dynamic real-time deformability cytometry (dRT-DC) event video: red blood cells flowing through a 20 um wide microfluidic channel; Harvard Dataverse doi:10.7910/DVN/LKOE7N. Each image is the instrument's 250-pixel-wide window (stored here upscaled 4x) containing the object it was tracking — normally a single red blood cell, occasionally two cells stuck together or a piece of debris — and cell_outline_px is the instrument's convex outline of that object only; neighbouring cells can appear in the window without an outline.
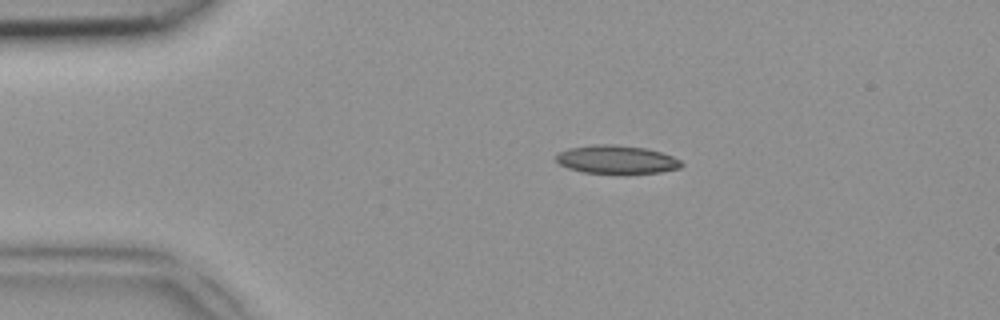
{"species": "common noctule bat (a hibernating species)", "species_latin": "Nyctalus noctula", "temperature_condition": "room temperature", "stored_images_in_passage": 47, "camera_frame_rate_fps": 3000, "um_per_image_px": 0.085, "animal": {"sex": "female", "body_mass_g": 18.4}, "frame": {"image": 1, "passage_image": 9, "time_ms": 2.667, "image_size_px": [1000, 320], "cell_outline_px": [[684, 164], [680, 168], [660, 172], [624, 176], [584, 172], [568, 168], [560, 164], [556, 160], [556, 156], [560, 152], [568, 148], [596, 144], [612, 144], [644, 148], [660, 152], [672, 156], [680, 160]], "centroid_in_image_um": [52.43, 13.6], "position_along_channel_um": 32.6, "area_um2": 21.27}}
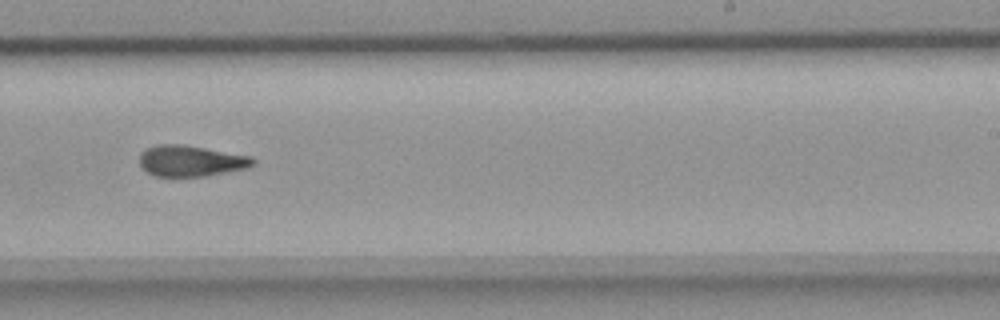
{"frame": {"image": 2, "passage_image": 29, "time_ms": 9.333, "image_size_px": [1000, 320], "cell_outline_px": [[256, 160], [252, 164], [244, 168], [208, 176], [152, 176], [140, 168], [140, 152], [148, 148], [160, 144], [180, 144], [252, 156]], "centroid_in_image_um": [16.17, 13.68], "position_along_channel_um": 272.8, "area_um2": 20.4}}
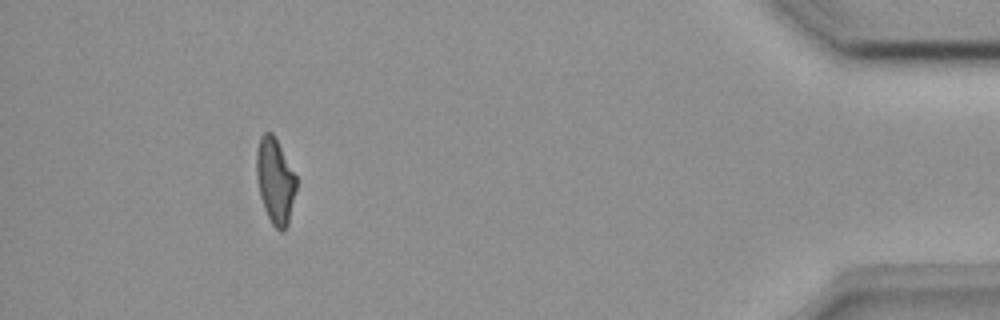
{"frame": {"image": 3, "passage_image": 43, "time_ms": 14.0, "image_size_px": [1000, 320], "cell_outline_px": [[296, 188], [288, 224], [284, 232], [280, 232], [272, 224], [264, 208], [260, 196], [256, 176], [256, 152], [260, 136], [264, 132], [272, 132], [276, 136], [296, 176]], "centroid_in_image_um": [23.38, 15.34], "position_along_channel_um": 411.8, "area_um2": 20.0}}